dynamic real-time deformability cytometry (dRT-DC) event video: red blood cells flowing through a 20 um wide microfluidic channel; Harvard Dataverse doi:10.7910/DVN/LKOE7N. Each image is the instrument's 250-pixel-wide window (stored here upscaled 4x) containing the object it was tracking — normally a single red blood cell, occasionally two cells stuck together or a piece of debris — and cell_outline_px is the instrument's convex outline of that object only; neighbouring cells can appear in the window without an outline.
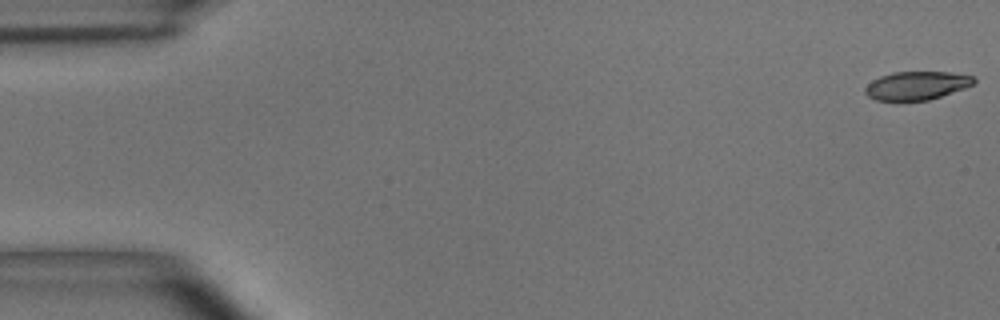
{"species": "common noctule bat (a hibernating species)", "species_latin": "Nyctalus noctula", "temperature_condition": "room temperature", "stored_images_in_passage": 5, "camera_frame_rate_fps": 3000, "um_per_image_px": 0.085, "animal": {"sex": "male", "body_mass_g": 15.6}, "frame": {"image": 1, "passage_image": 1, "time_ms": 0.0, "image_size_px": [1000, 320], "cell_outline_px": [[976, 80], [972, 84], [964, 88], [928, 100], [876, 100], [868, 96], [864, 92], [864, 88], [872, 80], [880, 76], [892, 72], [952, 72], [976, 76]], "centroid_in_image_um": [77.91, 7.26], "position_along_channel_um": 7.1, "area_um2": 17.92}}